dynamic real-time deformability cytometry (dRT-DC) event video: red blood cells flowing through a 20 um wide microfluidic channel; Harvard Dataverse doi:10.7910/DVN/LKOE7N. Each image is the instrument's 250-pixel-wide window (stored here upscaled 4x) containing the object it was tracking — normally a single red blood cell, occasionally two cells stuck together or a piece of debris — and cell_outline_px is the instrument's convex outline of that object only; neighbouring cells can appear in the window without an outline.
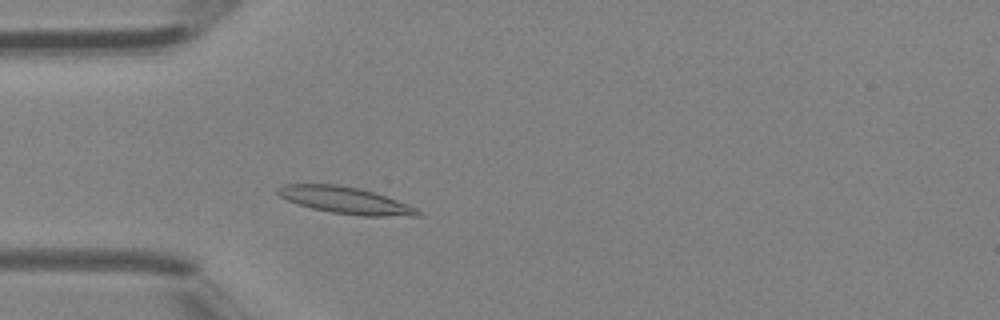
{"species": "Egyptian fruit bat (a non-hibernating species)", "species_latin": "Rousettus aegyptiacus", "temperature_condition": "room temperature", "stored_images_in_passage": 33, "camera_frame_rate_fps": 3000, "um_per_image_px": 0.085, "animal": {"sex": "female"}, "frame": {"image": 1, "passage_image": 4, "time_ms": 1.0, "image_size_px": [1000, 320], "cell_outline_px": [[420, 216], [360, 216], [332, 212], [312, 208], [288, 200], [280, 196], [276, 192], [276, 188], [280, 184], [336, 184], [360, 188], [408, 204], [416, 208], [420, 212]], "centroid_in_image_um": [29.33, 17.02], "position_along_channel_um": 55.7, "area_um2": 21.68}}
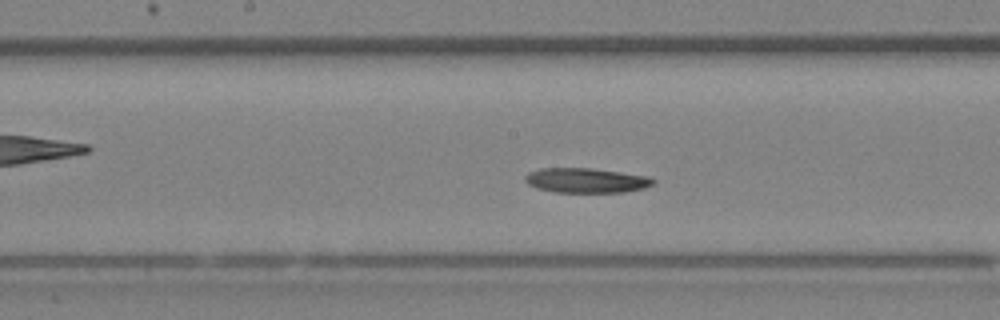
{"frame": {"image": 2, "passage_image": 13, "time_ms": 4.0, "image_size_px": [1000, 320], "cell_outline_px": [[656, 180], [652, 184], [644, 188], [624, 192], [556, 192], [536, 188], [528, 184], [524, 180], [524, 176], [528, 172], [540, 168], [592, 168], [648, 176]], "centroid_in_image_um": [49.79, 15.33], "position_along_channel_um": 198.4, "area_um2": 18.5}}
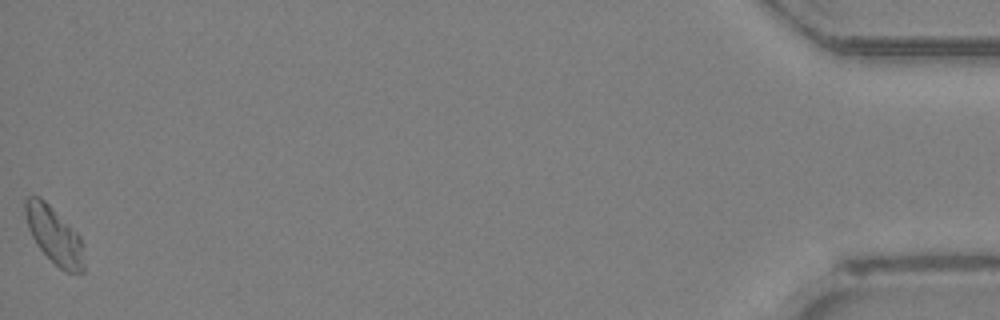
{"frame": {"image": 3, "passage_image": 33, "time_ms": 10.667, "image_size_px": [1000, 320], "cell_outline_px": [[84, 272], [68, 272], [60, 268], [36, 244], [28, 228], [24, 212], [24, 200], [28, 196], [40, 196], [80, 236], [84, 244]], "centroid_in_image_um": [4.61, 19.99], "position_along_channel_um": 430.6, "area_um2": 19.36}}